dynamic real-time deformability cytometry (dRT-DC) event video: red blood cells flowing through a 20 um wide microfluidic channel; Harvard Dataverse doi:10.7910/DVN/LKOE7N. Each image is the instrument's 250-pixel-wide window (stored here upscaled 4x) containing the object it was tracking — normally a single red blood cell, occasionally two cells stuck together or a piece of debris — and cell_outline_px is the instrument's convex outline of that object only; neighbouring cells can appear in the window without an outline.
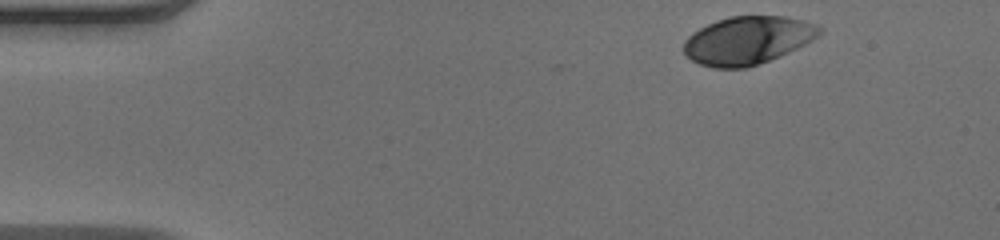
{"species": "human", "species_latin": "Homo sapiens", "temperature_condition": "warm", "stored_images_in_passage": 45, "camera_frame_rate_fps": 3000, "um_per_image_px": 0.085, "donor": {"sex": "male"}, "frame": {"image": 1, "passage_image": 1, "time_ms": 0.0, "image_size_px": [1000, 240], "cell_outline_px": [[820, 32], [812, 40], [780, 56], [744, 68], [712, 68], [700, 64], [692, 60], [684, 52], [684, 40], [692, 32], [716, 20], [728, 16], [784, 16], [816, 24], [820, 28]], "centroid_in_image_um": [63.5, 3.42], "position_along_channel_um": 21.5, "area_um2": 37.57}}
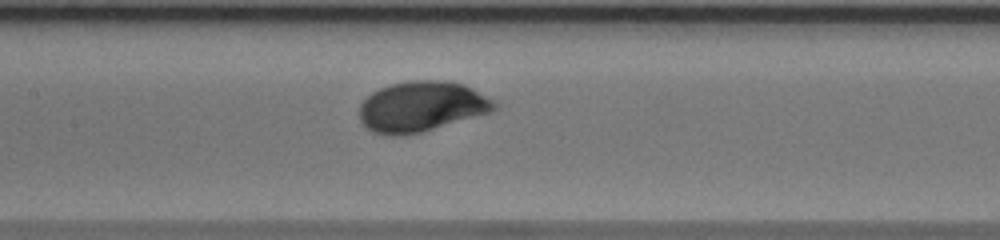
{"frame": {"image": 2, "passage_image": 19, "time_ms": 6.0, "image_size_px": [1000, 240], "cell_outline_px": [[500, 108], [492, 112], [420, 132], [404, 136], [392, 136], [372, 132], [360, 120], [360, 104], [372, 92], [380, 88], [392, 84], [408, 80], [448, 80], [464, 84], [496, 100], [500, 104]], "centroid_in_image_um": [35.89, 9.05], "position_along_channel_um": 171.5, "area_um2": 39.94}}
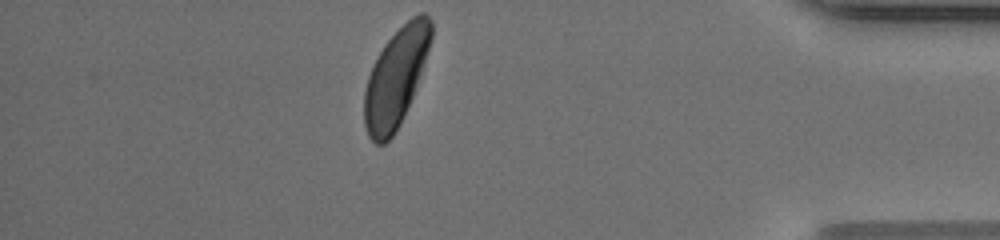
{"frame": {"image": 3, "passage_image": 39, "time_ms": 12.667, "image_size_px": [1000, 240], "cell_outline_px": [[432, 36], [416, 88], [400, 124], [396, 132], [384, 144], [376, 144], [368, 136], [364, 124], [364, 92], [368, 76], [384, 44], [412, 16], [420, 12], [424, 12], [432, 20]], "centroid_in_image_um": [33.64, 6.61], "position_along_channel_um": 401.6, "area_um2": 37.74}, "authors_computed_cell_mechanics": {"area_um2": 38.2636, "velocity_mm_per_s": 4.0449, "shape_relaxation_time_tau1_ms": 2.608, "shape_relaxation_time_tau2_ms": null, "deformation_change_tau1": 0.1471, "deformation_change_tau2": null}}